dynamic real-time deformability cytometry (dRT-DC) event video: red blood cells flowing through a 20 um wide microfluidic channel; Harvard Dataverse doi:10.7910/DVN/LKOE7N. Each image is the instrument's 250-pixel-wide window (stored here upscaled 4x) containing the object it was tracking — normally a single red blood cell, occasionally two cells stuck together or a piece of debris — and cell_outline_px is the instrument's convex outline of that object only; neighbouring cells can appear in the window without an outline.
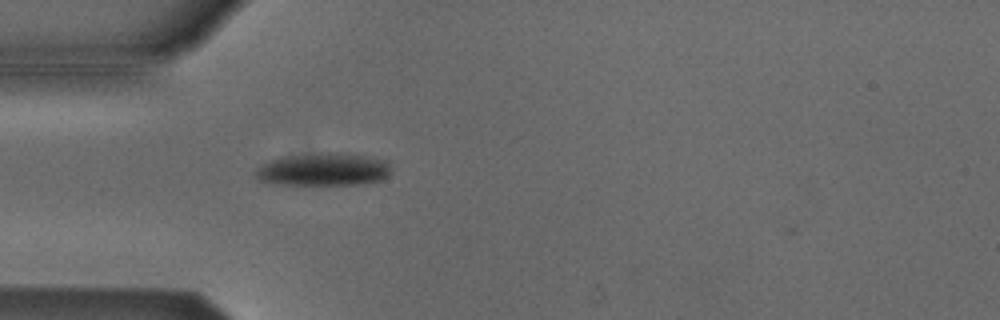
{"species": "Egyptian fruit bat (a non-hibernating species)", "species_latin": "Rousettus aegyptiacus", "temperature_condition": "cold", "stored_images_in_passage": 41, "camera_frame_rate_fps": 3000, "um_per_image_px": 0.085, "animal": {"sex": "male"}, "frame": {"image": 1, "passage_image": 3, "time_ms": 0.667, "image_size_px": [1000, 320], "cell_outline_px": [[392, 172], [384, 180], [360, 184], [276, 184], [260, 180], [256, 176], [256, 168], [260, 164], [280, 156], [320, 152], [328, 152], [364, 156], [388, 160]], "centroid_in_image_um": [27.5, 14.39], "position_along_channel_um": 57.5, "area_um2": 26.13}}
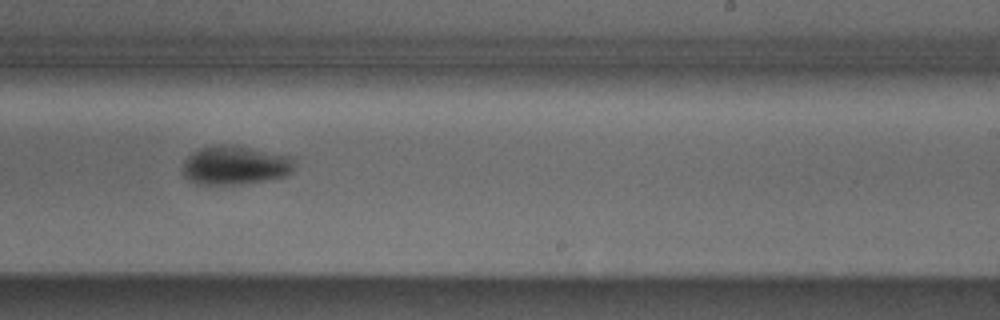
{"frame": {"image": 2, "passage_image": 20, "time_ms": 6.333, "image_size_px": [1000, 320], "cell_outline_px": [[292, 172], [288, 176], [240, 184], [196, 184], [188, 180], [184, 176], [184, 160], [192, 152], [200, 148], [220, 144], [236, 144], [288, 156], [292, 160]], "centroid_in_image_um": [19.95, 14.04], "position_along_channel_um": 269.1, "area_um2": 25.26}}
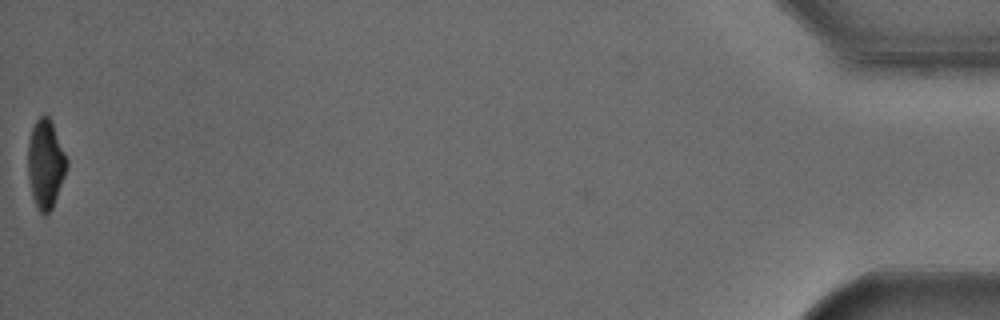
{"frame": {"image": 3, "passage_image": 41, "time_ms": 13.333, "image_size_px": [1000, 320], "cell_outline_px": [[68, 164], [64, 176], [52, 208], [44, 216], [40, 212], [32, 196], [28, 176], [28, 140], [32, 128], [36, 120], [40, 116], [48, 116], [52, 120], [68, 160]], "centroid_in_image_um": [3.87, 13.9], "position_along_channel_um": 431.3, "area_um2": 20.0}, "authors_computed_cell_mechanics": {"area_um2": 25.2008, "velocity_mm_per_s": 3.81, "shape_relaxation_time_tau1_ms": 4.1394, "shape_relaxation_time_tau2_ms": null, "deformation_change_tau1": 0.1258, "deformation_change_tau2": null}}